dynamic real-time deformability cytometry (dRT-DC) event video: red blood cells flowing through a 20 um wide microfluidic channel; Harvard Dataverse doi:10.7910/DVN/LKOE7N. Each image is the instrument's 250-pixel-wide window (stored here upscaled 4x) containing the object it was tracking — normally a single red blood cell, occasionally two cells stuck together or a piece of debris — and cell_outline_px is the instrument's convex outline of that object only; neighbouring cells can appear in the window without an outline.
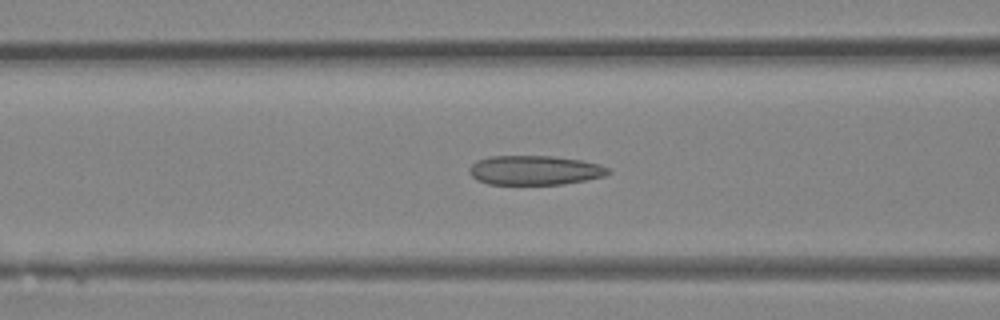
{"species": "Egyptian fruit bat (a non-hibernating species)", "species_latin": "Rousettus aegyptiacus", "temperature_condition": "room temperature", "stored_images_in_passage": 32, "camera_frame_rate_fps": 3000, "um_per_image_px": 0.085, "animal": {"sex": "female"}, "frame": {"image": 1, "passage_image": 11, "time_ms": 3.333, "image_size_px": [1000, 320], "cell_outline_px": [[612, 172], [604, 176], [564, 184], [488, 184], [476, 180], [468, 172], [468, 168], [476, 160], [488, 156], [552, 156], [580, 160], [600, 164], [612, 168]], "centroid_in_image_um": [45.45, 14.46], "position_along_channel_um": 121.2, "area_um2": 23.99}}
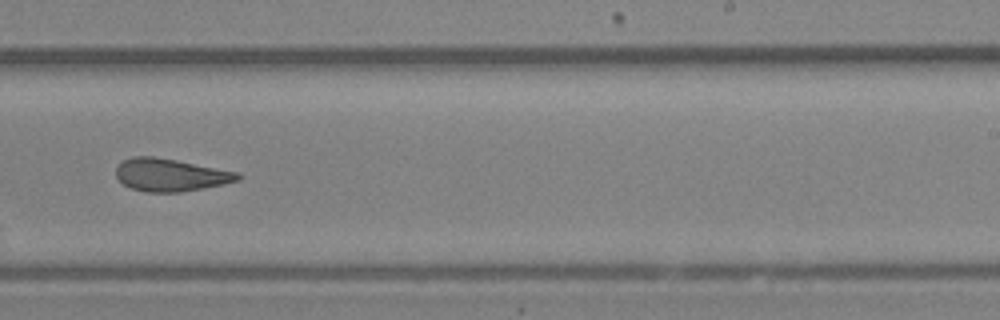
{"frame": {"image": 2, "passage_image": 20, "time_ms": 6.333, "image_size_px": [1000, 320], "cell_outline_px": [[244, 176], [240, 180], [224, 184], [180, 192], [144, 192], [132, 188], [124, 184], [116, 176], [116, 168], [124, 160], [132, 156], [152, 156], [176, 160], [240, 172]], "centroid_in_image_um": [14.54, 14.87], "position_along_channel_um": 274.5, "area_um2": 23.18}}
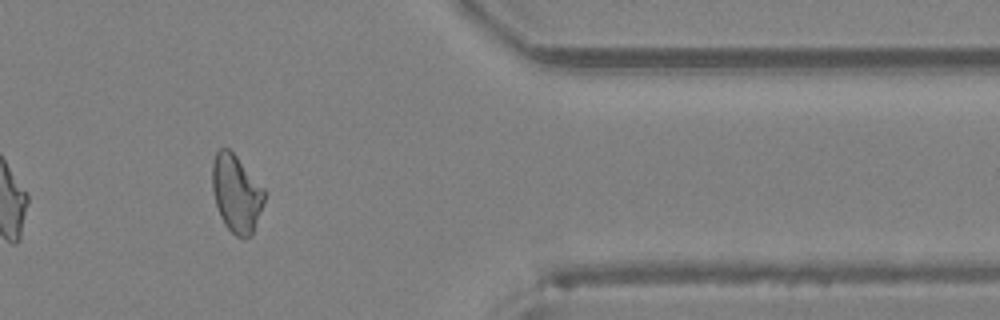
{"frame": {"image": 3, "passage_image": 28, "time_ms": 9.0, "image_size_px": [1000, 320], "cell_outline_px": [[268, 192], [252, 236], [236, 236], [224, 224], [220, 216], [216, 204], [212, 188], [212, 164], [216, 152], [220, 148], [228, 148], [236, 156]], "centroid_in_image_um": [20.11, 16.44], "position_along_channel_um": 391.3, "area_um2": 23.58}}